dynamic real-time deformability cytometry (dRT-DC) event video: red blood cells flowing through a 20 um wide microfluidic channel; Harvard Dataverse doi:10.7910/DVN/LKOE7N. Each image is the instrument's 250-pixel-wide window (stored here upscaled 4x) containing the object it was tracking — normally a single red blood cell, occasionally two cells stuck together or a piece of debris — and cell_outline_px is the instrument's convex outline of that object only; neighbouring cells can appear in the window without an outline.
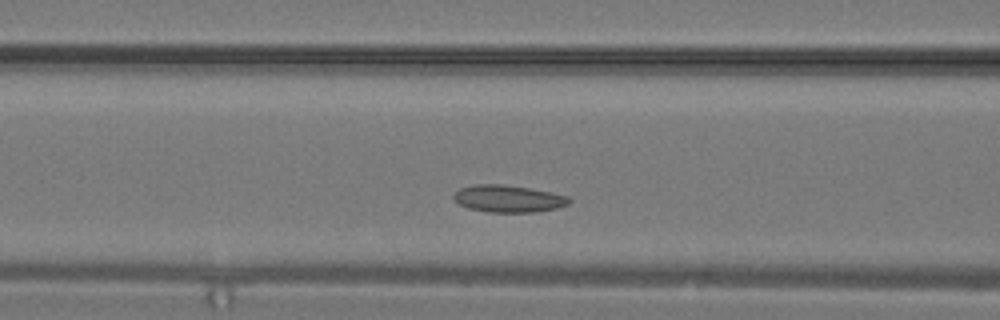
{"species": "common noctule bat (a hibernating species)", "species_latin": "Nyctalus noctula", "temperature_condition": "warm", "stored_images_in_passage": 24, "camera_frame_rate_fps": 3000, "um_per_image_px": 0.085, "animal": {"sex": "male", "body_mass_g": 19.2, "forearm_length_mm": 51.8}, "frame": {"image": 1, "passage_image": 6, "time_ms": 1.667, "image_size_px": [1000, 320], "cell_outline_px": [[572, 200], [568, 204], [556, 208], [536, 212], [488, 212], [468, 208], [460, 204], [452, 196], [460, 188], [476, 184], [500, 184], [532, 188], [552, 192], [568, 196]], "centroid_in_image_um": [43.24, 16.88], "position_along_channel_um": 123.4, "area_um2": 18.26}}
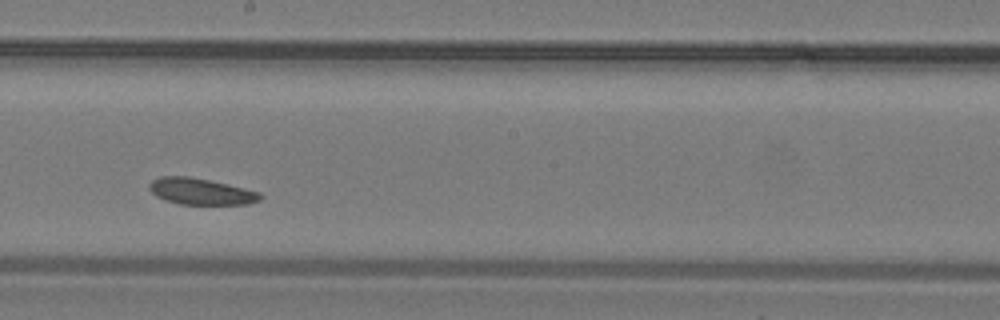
{"frame": {"image": 2, "passage_image": 11, "time_ms": 3.333, "image_size_px": [1000, 320], "cell_outline_px": [[264, 196], [260, 200], [248, 204], [180, 204], [156, 196], [148, 188], [148, 184], [152, 180], [160, 176], [188, 176], [228, 184], [260, 192]], "centroid_in_image_um": [17.08, 16.27], "position_along_channel_um": 231.1, "area_um2": 16.99}}
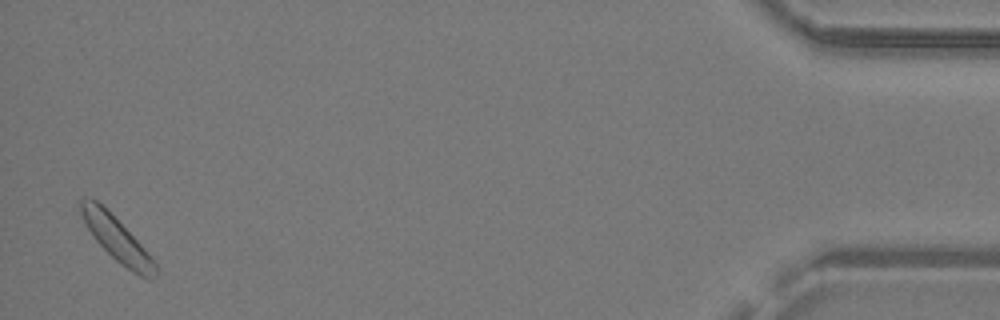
{"frame": {"image": 3, "passage_image": 24, "time_ms": 7.667, "image_size_px": [1000, 320], "cell_outline_px": [[156, 280], [148, 280], [132, 272], [120, 264], [96, 240], [88, 228], [80, 212], [80, 200], [96, 200], [144, 248], [156, 264]], "centroid_in_image_um": [9.98, 20.42], "position_along_channel_um": 425.2, "area_um2": 18.26}}